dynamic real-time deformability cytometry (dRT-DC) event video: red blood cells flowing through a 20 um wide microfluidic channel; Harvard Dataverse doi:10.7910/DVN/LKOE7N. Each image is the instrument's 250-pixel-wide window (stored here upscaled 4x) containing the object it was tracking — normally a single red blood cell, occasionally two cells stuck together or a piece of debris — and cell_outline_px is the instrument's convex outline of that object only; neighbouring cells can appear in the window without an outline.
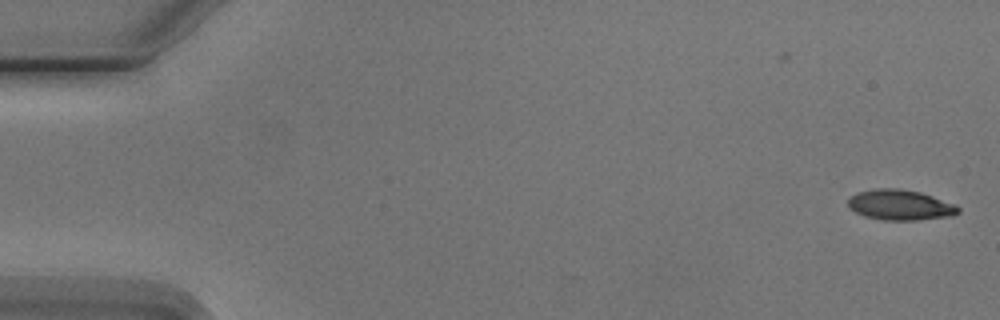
{"species": "Egyptian fruit bat (a non-hibernating species)", "species_latin": "Rousettus aegyptiacus", "temperature_condition": "cold", "stored_images_in_passage": 4, "segment_of_instrument_passage": [2, 2], "camera_frame_rate_fps": 3000, "um_per_image_px": 0.085, "animal": {"sex": "male"}, "frame": {"image": 1, "passage_image": 4, "time_ms": 3.333, "image_size_px": [1000, 320], "cell_outline_px": [[960, 212], [952, 216], [916, 220], [880, 220], [864, 216], [848, 208], [848, 196], [856, 192], [876, 188], [896, 188], [920, 192], [956, 204], [960, 208]], "centroid_in_image_um": [76.49, 17.42], "position_along_channel_um": 8.5, "area_um2": 19.77}}